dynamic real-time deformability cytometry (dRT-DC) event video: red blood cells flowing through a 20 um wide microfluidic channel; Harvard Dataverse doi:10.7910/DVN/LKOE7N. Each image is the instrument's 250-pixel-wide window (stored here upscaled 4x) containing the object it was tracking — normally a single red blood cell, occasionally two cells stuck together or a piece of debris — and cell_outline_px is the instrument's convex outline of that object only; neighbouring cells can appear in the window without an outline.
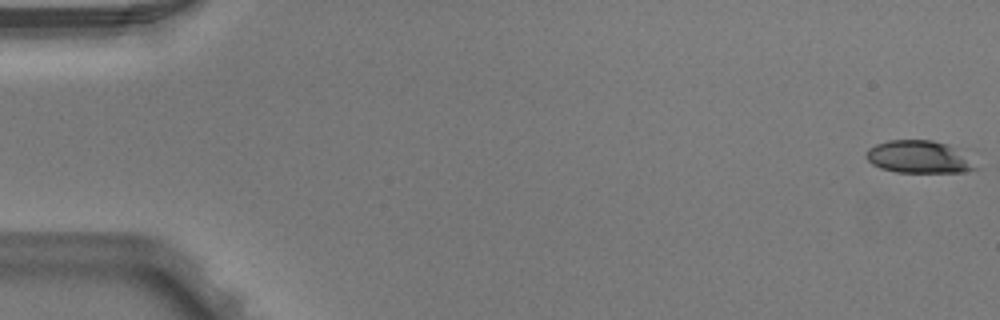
{"species": "Egyptian fruit bat (a non-hibernating species)", "species_latin": "Rousettus aegyptiacus", "temperature_condition": "warm", "stored_images_in_passage": 3, "camera_frame_rate_fps": 3000, "um_per_image_px": 0.085, "animal": {"sex": "male"}, "frame": {"image": 1, "passage_image": 1, "time_ms": 0.0, "image_size_px": [1000, 320], "cell_outline_px": [[980, 168], [964, 172], [896, 172], [880, 168], [872, 164], [868, 160], [868, 148], [876, 144], [888, 140], [932, 140], [948, 144]], "centroid_in_image_um": [78.07, 13.34], "position_along_channel_um": 6.9, "area_um2": 20.35}}
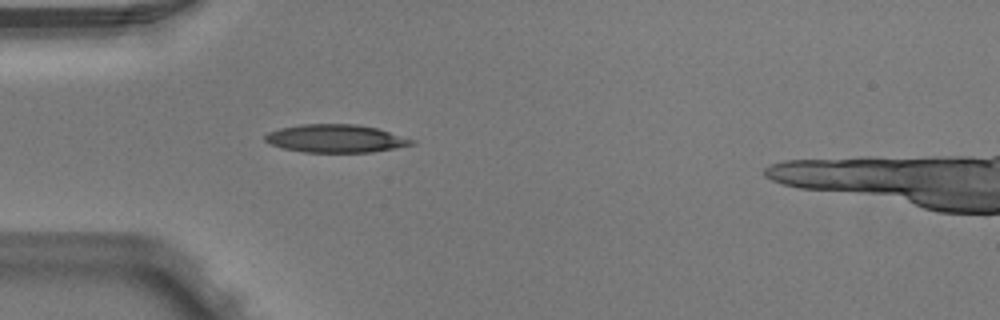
{"frame": {"image": 2, "passage_image": 3, "time_ms": 0.667, "image_size_px": [1000, 320], "cell_outline_px": [[416, 144], [396, 148], [372, 152], [304, 152], [284, 148], [272, 144], [264, 140], [264, 136], [268, 132], [280, 128], [300, 124], [356, 124], [376, 128], [416, 140]], "centroid_in_image_um": [28.56, 11.77], "position_along_channel_um": 56.4, "area_um2": 23.87}}